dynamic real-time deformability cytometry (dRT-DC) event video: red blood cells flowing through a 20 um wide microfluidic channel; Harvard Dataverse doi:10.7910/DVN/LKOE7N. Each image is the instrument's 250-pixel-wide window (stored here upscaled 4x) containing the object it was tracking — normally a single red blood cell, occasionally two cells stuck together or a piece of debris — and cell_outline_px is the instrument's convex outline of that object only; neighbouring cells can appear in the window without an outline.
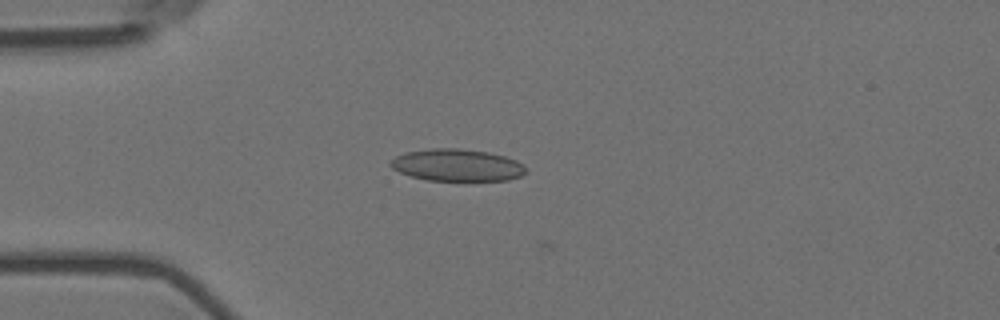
{"species": "Egyptian fruit bat (a non-hibernating species)", "species_latin": "Rousettus aegyptiacus", "temperature_condition": "room temperature", "stored_images_in_passage": 3, "camera_frame_rate_fps": 3000, "um_per_image_px": 0.085, "animal": {"sex": "female"}, "frame": {"image": 1, "passage_image": 2, "time_ms": 0.333, "image_size_px": [1000, 320], "cell_outline_px": [[528, 172], [520, 176], [508, 180], [428, 180], [412, 176], [400, 172], [392, 168], [388, 164], [396, 156], [404, 152], [432, 148], [460, 148], [488, 152], [504, 156], [516, 160], [524, 164], [528, 168]], "centroid_in_image_um": [38.88, 14.02], "position_along_channel_um": 46.1, "area_um2": 25.37}}